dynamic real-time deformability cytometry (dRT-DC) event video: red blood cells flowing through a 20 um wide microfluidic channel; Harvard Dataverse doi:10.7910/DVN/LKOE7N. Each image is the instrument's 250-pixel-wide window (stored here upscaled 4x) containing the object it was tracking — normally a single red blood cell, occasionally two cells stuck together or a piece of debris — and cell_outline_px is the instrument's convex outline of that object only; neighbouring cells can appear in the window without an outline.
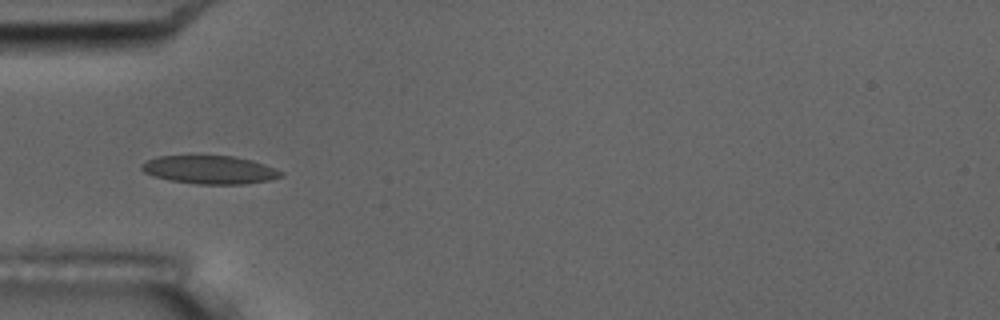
{"species": "common noctule bat (a hibernating species)", "species_latin": "Nyctalus noctula", "temperature_condition": "room temperature", "stored_images_in_passage": 15, "camera_frame_rate_fps": 3000, "um_per_image_px": 0.085, "animal": {"sex": "male", "body_mass_g": 17.5, "forearm_length_mm": 52.3}, "frame": {"image": 1, "passage_image": 5, "time_ms": 5.333, "image_size_px": [1000, 320], "cell_outline_px": [[284, 176], [272, 180], [244, 184], [196, 184], [168, 180], [152, 176], [144, 172], [140, 168], [140, 164], [148, 160], [160, 156], [236, 156], [252, 160], [264, 164], [284, 172]], "centroid_in_image_um": [17.85, 14.44], "position_along_channel_um": 67.2, "area_um2": 23.12}, "authors_computed_cell_mechanics": {"area_um2": 23.0044, "velocity_mm_per_s": 3.6421, "shape_relaxation_time_tau1_ms": 2.6941, "shape_relaxation_time_tau2_ms": null, "deformation_change_tau1": 0.0811, "deformation_change_tau2": null}}